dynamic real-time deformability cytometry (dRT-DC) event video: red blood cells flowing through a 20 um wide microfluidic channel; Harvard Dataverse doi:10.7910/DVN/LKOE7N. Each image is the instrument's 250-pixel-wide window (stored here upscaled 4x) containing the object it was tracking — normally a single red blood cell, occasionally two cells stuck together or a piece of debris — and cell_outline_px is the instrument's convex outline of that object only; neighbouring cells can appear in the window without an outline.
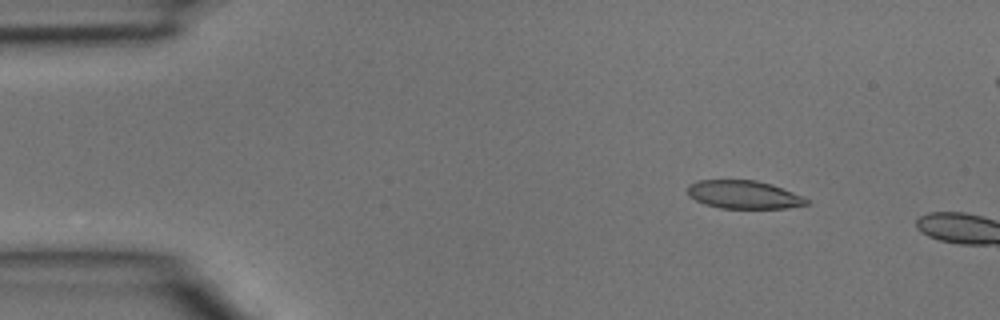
{"species": "common noctule bat (a hibernating species)", "species_latin": "Nyctalus noctula", "temperature_condition": "room temperature", "stored_images_in_passage": 2, "camera_frame_rate_fps": 3000, "um_per_image_px": 0.085, "animal": {"sex": "male", "body_mass_g": 15.6}, "frame": {"image": 1, "passage_image": 1, "time_ms": 0.0, "image_size_px": [1000, 320], "cell_outline_px": [[808, 204], [788, 208], [720, 208], [704, 204], [688, 196], [688, 184], [696, 180], [756, 180], [772, 184], [804, 196], [808, 200]], "centroid_in_image_um": [63.21, 16.54], "position_along_channel_um": 21.8, "area_um2": 19.65}}